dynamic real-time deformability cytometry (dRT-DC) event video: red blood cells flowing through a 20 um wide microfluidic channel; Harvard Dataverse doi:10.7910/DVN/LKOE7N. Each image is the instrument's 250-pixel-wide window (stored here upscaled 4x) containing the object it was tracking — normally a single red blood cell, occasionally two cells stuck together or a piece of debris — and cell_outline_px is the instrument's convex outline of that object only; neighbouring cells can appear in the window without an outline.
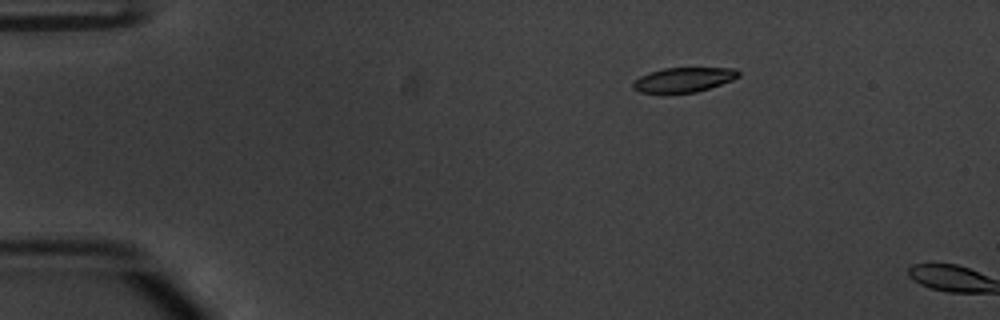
{"species": "common noctule bat (a hibernating species)", "species_latin": "Nyctalus noctula", "temperature_condition": "warm", "stored_images_in_passage": 3, "camera_frame_rate_fps": 3000, "um_per_image_px": 0.085, "animal": {"sex": "male", "body_mass_g": 20.1, "forearm_length_mm": 53.5}, "frame": {"image": 1, "passage_image": 1, "time_ms": 0.0, "image_size_px": [1000, 320], "cell_outline_px": [[740, 76], [732, 80], [696, 92], [640, 92], [632, 88], [632, 84], [640, 76], [648, 72], [664, 68], [736, 68], [740, 72]], "centroid_in_image_um": [58.12, 6.76], "position_along_channel_um": 26.9, "area_um2": 14.91}}